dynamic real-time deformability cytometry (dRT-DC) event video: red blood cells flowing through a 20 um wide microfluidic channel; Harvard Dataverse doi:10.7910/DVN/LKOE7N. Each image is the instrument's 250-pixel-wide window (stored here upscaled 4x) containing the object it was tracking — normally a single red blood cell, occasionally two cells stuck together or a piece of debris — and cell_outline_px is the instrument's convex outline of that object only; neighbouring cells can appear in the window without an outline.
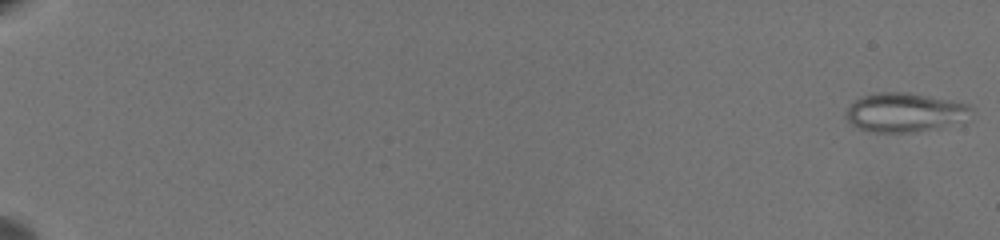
{"species": "common noctule bat (a hibernating species)", "species_latin": "Nyctalus noctula", "temperature_condition": "warm", "stored_images_in_passage": 63, "camera_frame_rate_fps": 3000, "um_per_image_px": 0.085, "animal": {"sex": "female", "body_mass_g": 19.5, "forearm_length_mm": 54.1}, "frame": {"image": 1, "passage_image": 1, "time_ms": 0.0, "image_size_px": [1000, 240], "cell_outline_px": [[972, 108], [936, 128], [916, 132], [876, 132], [860, 128], [852, 124], [844, 116], [848, 108], [856, 100], [864, 96], [880, 92], [908, 92], [968, 104]], "centroid_in_image_um": [76.71, 9.53], "position_along_channel_um": 8.3, "area_um2": 26.93}}
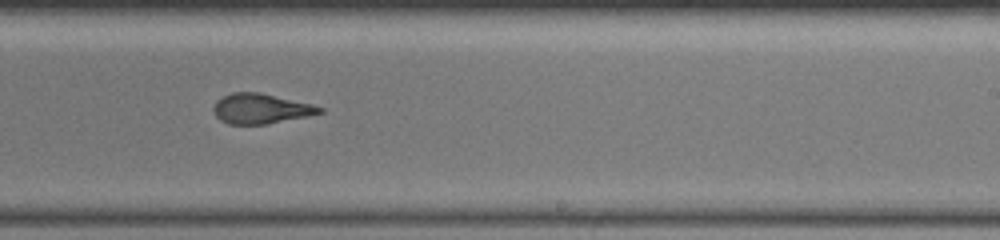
{"frame": {"image": 2, "passage_image": 43, "time_ms": 14.0, "image_size_px": [1000, 240], "cell_outline_px": [[324, 112], [264, 124], [228, 124], [220, 120], [216, 116], [212, 108], [216, 100], [232, 92], [260, 92], [312, 104], [324, 108]], "centroid_in_image_um": [22.12, 9.22], "position_along_channel_um": 266.9, "area_um2": 18.38}}
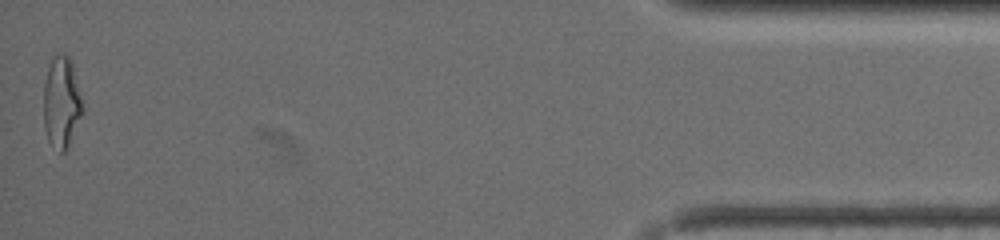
{"frame": {"image": 3, "passage_image": 63, "time_ms": 20.667, "image_size_px": [1000, 240], "cell_outline_px": [[84, 108], [68, 148], [64, 152], [60, 152], [48, 140], [44, 128], [44, 84], [48, 68], [52, 60], [56, 56], [68, 56], [72, 64]], "centroid_in_image_um": [5.23, 8.76], "position_along_channel_um": 430.0, "area_um2": 20.29}, "authors_computed_cell_mechanics": {"area_um2": 19.941, "velocity_mm_per_s": 3.5414, "shape_relaxation_time_tau1_ms": null, "shape_relaxation_time_tau2_ms": 1.6961, "deformation_change_tau1": null, "deformation_change_tau2": 0.1081}}